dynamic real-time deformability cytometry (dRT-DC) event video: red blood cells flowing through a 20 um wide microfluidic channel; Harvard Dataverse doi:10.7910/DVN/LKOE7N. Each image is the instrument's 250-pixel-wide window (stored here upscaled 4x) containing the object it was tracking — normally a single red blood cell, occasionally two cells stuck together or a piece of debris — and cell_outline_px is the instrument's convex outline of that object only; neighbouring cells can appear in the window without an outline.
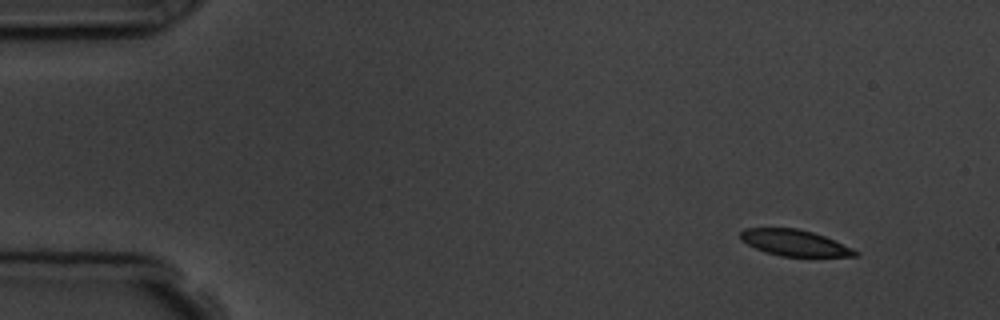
{"species": "common noctule bat (a hibernating species)", "species_latin": "Nyctalus noctula", "temperature_condition": "room temperature", "stored_images_in_passage": 4, "camera_frame_rate_fps": 3000, "um_per_image_px": 0.085, "animal": {"sex": "male", "body_mass_g": 19.5, "forearm_length_mm": 54.6}, "frame": {"image": 1, "passage_image": 1, "time_ms": 0.0, "image_size_px": [1000, 320], "cell_outline_px": [[860, 256], [780, 256], [764, 252], [740, 240], [740, 232], [744, 228], [800, 228], [824, 236], [852, 248], [860, 252]], "centroid_in_image_um": [67.52, 20.64], "position_along_channel_um": 17.5, "area_um2": 17.46}}
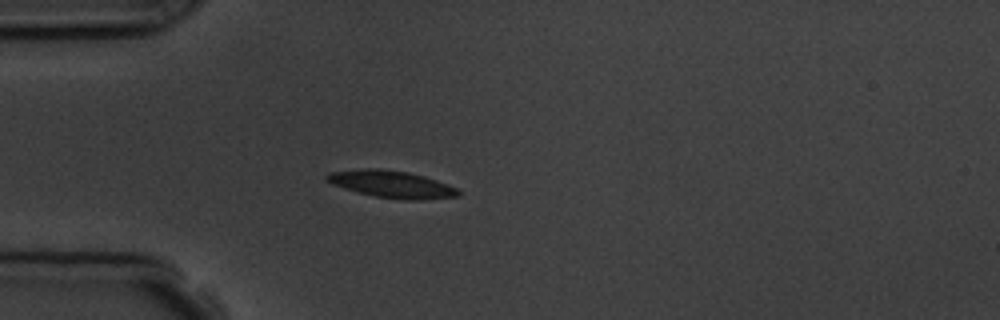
{"frame": {"image": 2, "passage_image": 4, "time_ms": 3.333, "image_size_px": [1000, 320], "cell_outline_px": [[460, 196], [420, 200], [404, 200], [376, 196], [356, 192], [332, 184], [324, 180], [324, 176], [332, 172], [364, 168], [376, 168], [408, 172], [424, 176], [436, 180], [456, 188], [460, 192]], "centroid_in_image_um": [33.27, 15.66], "position_along_channel_um": 51.7, "area_um2": 20.69}}